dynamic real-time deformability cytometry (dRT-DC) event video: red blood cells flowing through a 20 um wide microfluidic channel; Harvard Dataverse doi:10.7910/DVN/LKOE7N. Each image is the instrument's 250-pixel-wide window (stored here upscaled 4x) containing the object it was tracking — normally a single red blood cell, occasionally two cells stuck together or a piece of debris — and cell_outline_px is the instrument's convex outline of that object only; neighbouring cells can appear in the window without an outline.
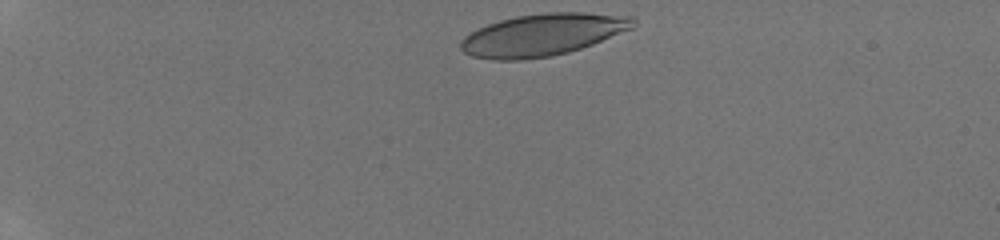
{"species": "human", "species_latin": "Homo sapiens", "temperature_condition": "room temperature", "stored_images_in_passage": 9, "camera_frame_rate_fps": 3000, "um_per_image_px": 0.085, "donor": {"sex": "male"}, "frame": {"image": 1, "passage_image": 1, "time_ms": 0.0, "image_size_px": [1000, 240], "cell_outline_px": [[636, 24], [632, 28], [592, 44], [568, 52], [552, 56], [520, 60], [492, 60], [472, 56], [464, 52], [460, 48], [460, 40], [464, 36], [488, 24], [500, 20], [516, 16], [548, 12], [580, 12], [632, 16], [636, 20]], "centroid_in_image_um": [46.11, 2.95], "position_along_channel_um": 38.9, "area_um2": 42.14}}
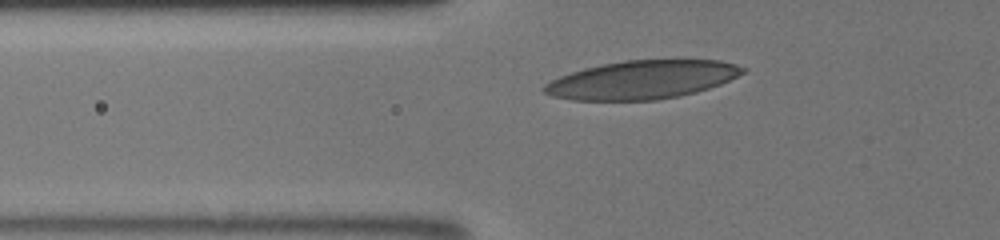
{"frame": {"image": 2, "passage_image": 7, "time_ms": 2.667, "image_size_px": [1000, 240], "cell_outline_px": [[744, 72], [720, 84], [696, 92], [680, 96], [656, 100], [572, 100], [552, 96], [544, 92], [540, 88], [544, 84], [560, 76], [584, 68], [624, 60], [720, 60], [736, 64], [744, 68]], "centroid_in_image_um": [54.54, 6.78], "position_along_channel_um": 71.3, "area_um2": 44.22}}